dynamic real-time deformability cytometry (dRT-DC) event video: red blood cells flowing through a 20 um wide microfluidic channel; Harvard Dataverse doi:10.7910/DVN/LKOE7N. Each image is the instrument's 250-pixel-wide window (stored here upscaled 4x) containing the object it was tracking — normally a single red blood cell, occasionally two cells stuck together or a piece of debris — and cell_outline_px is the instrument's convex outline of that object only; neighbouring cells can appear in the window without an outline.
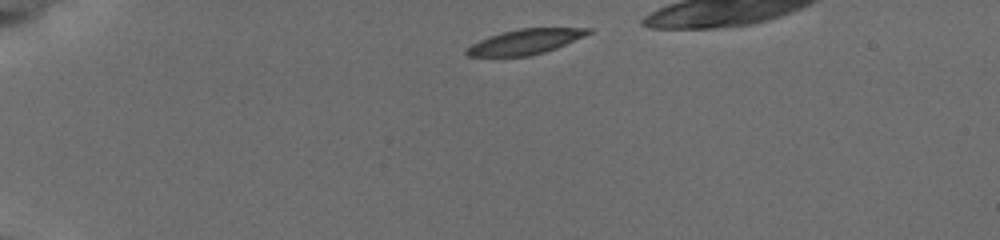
{"species": "common noctule bat (a hibernating species)", "species_latin": "Nyctalus noctula", "temperature_condition": "cold", "stored_images_in_passage": 35, "camera_frame_rate_fps": 3000, "um_per_image_px": 0.085, "animal": {"sex": "female", "body_mass_g": 19.5, "forearm_length_mm": 54.1}, "frame": {"image": 1, "passage_image": 1, "time_ms": 0.0, "image_size_px": [1000, 240], "cell_outline_px": [[592, 32], [584, 36], [556, 48], [544, 52], [528, 56], [468, 56], [464, 52], [472, 44], [488, 36], [520, 28], [592, 28]], "centroid_in_image_um": [44.65, 3.54], "position_along_channel_um": 40.3, "area_um2": 17.51}}
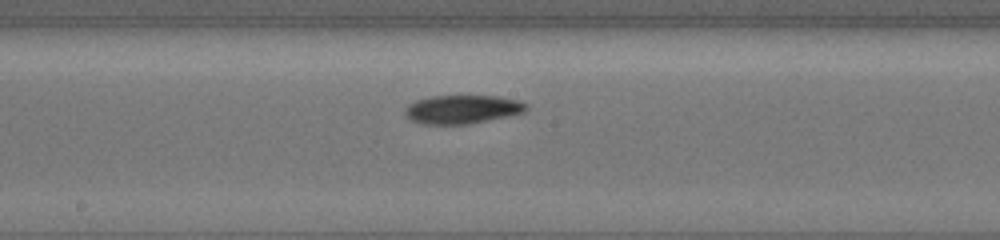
{"frame": {"image": 2, "passage_image": 17, "time_ms": 6.0, "image_size_px": [1000, 240], "cell_outline_px": [[528, 108], [524, 112], [508, 116], [468, 124], [420, 124], [412, 120], [404, 112], [408, 104], [416, 100], [432, 96], [500, 96], [520, 100], [528, 104]], "centroid_in_image_um": [39.33, 9.29], "position_along_channel_um": 208.9, "area_um2": 20.23}}
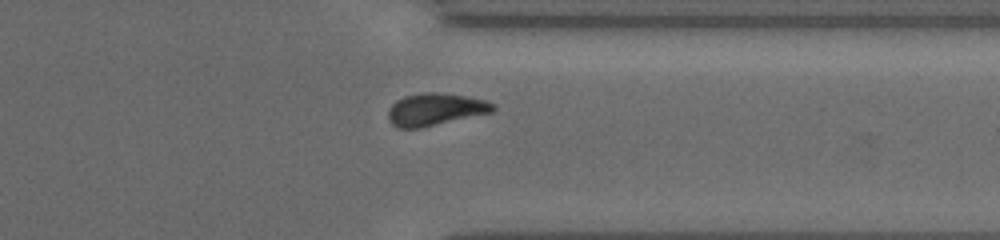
{"frame": {"image": 3, "passage_image": 30, "time_ms": 10.333, "image_size_px": [1000, 240], "cell_outline_px": [[496, 108], [492, 112], [420, 128], [396, 128], [392, 124], [388, 116], [388, 108], [396, 100], [404, 96], [424, 92], [436, 92], [464, 96], [484, 100], [496, 104]], "centroid_in_image_um": [36.98, 9.3], "position_along_channel_um": 374.4, "area_um2": 19.65}}